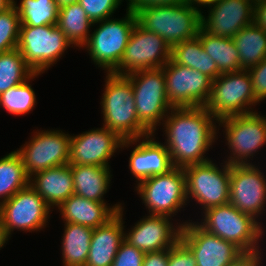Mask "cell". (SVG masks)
<instances>
[{
	"mask_svg": "<svg viewBox=\"0 0 266 266\" xmlns=\"http://www.w3.org/2000/svg\"><path fill=\"white\" fill-rule=\"evenodd\" d=\"M170 112L162 125L173 166L184 168L209 161L204 154L216 142L218 121L205 107L172 108Z\"/></svg>",
	"mask_w": 266,
	"mask_h": 266,
	"instance_id": "cell-1",
	"label": "cell"
},
{
	"mask_svg": "<svg viewBox=\"0 0 266 266\" xmlns=\"http://www.w3.org/2000/svg\"><path fill=\"white\" fill-rule=\"evenodd\" d=\"M101 99L103 127L123 140L144 138L152 134L136 114L132 83L127 75L107 73Z\"/></svg>",
	"mask_w": 266,
	"mask_h": 266,
	"instance_id": "cell-2",
	"label": "cell"
},
{
	"mask_svg": "<svg viewBox=\"0 0 266 266\" xmlns=\"http://www.w3.org/2000/svg\"><path fill=\"white\" fill-rule=\"evenodd\" d=\"M202 13L194 5L181 3L141 8L136 16L142 27L158 34L173 47L197 37Z\"/></svg>",
	"mask_w": 266,
	"mask_h": 266,
	"instance_id": "cell-3",
	"label": "cell"
},
{
	"mask_svg": "<svg viewBox=\"0 0 266 266\" xmlns=\"http://www.w3.org/2000/svg\"><path fill=\"white\" fill-rule=\"evenodd\" d=\"M198 224L207 232L234 243L242 251L259 250V238L264 235L261 223L227 203L203 212ZM205 216V217H204Z\"/></svg>",
	"mask_w": 266,
	"mask_h": 266,
	"instance_id": "cell-4",
	"label": "cell"
},
{
	"mask_svg": "<svg viewBox=\"0 0 266 266\" xmlns=\"http://www.w3.org/2000/svg\"><path fill=\"white\" fill-rule=\"evenodd\" d=\"M126 11V16L122 19L108 18L93 23H99V27L90 34L83 46L94 64L107 73H112L118 67L137 22L136 13L128 8Z\"/></svg>",
	"mask_w": 266,
	"mask_h": 266,
	"instance_id": "cell-5",
	"label": "cell"
},
{
	"mask_svg": "<svg viewBox=\"0 0 266 266\" xmlns=\"http://www.w3.org/2000/svg\"><path fill=\"white\" fill-rule=\"evenodd\" d=\"M127 76L132 83L139 121L154 134L156 126L161 125L173 108L166 94L164 71L162 68L137 70Z\"/></svg>",
	"mask_w": 266,
	"mask_h": 266,
	"instance_id": "cell-6",
	"label": "cell"
},
{
	"mask_svg": "<svg viewBox=\"0 0 266 266\" xmlns=\"http://www.w3.org/2000/svg\"><path fill=\"white\" fill-rule=\"evenodd\" d=\"M255 99L252 80L247 70L220 74L212 82L210 97L204 106L218 121L253 112ZM250 109V110H249Z\"/></svg>",
	"mask_w": 266,
	"mask_h": 266,
	"instance_id": "cell-7",
	"label": "cell"
},
{
	"mask_svg": "<svg viewBox=\"0 0 266 266\" xmlns=\"http://www.w3.org/2000/svg\"><path fill=\"white\" fill-rule=\"evenodd\" d=\"M258 112L234 115L218 120L223 126L230 156L229 165H247L249 159L266 144V117ZM252 156V157H251Z\"/></svg>",
	"mask_w": 266,
	"mask_h": 266,
	"instance_id": "cell-8",
	"label": "cell"
},
{
	"mask_svg": "<svg viewBox=\"0 0 266 266\" xmlns=\"http://www.w3.org/2000/svg\"><path fill=\"white\" fill-rule=\"evenodd\" d=\"M70 45L73 47L57 25L20 26L17 49L27 65L40 75L53 66Z\"/></svg>",
	"mask_w": 266,
	"mask_h": 266,
	"instance_id": "cell-9",
	"label": "cell"
},
{
	"mask_svg": "<svg viewBox=\"0 0 266 266\" xmlns=\"http://www.w3.org/2000/svg\"><path fill=\"white\" fill-rule=\"evenodd\" d=\"M220 167L209 160L183 168L188 203L194 199L203 211L229 203L231 165Z\"/></svg>",
	"mask_w": 266,
	"mask_h": 266,
	"instance_id": "cell-10",
	"label": "cell"
},
{
	"mask_svg": "<svg viewBox=\"0 0 266 266\" xmlns=\"http://www.w3.org/2000/svg\"><path fill=\"white\" fill-rule=\"evenodd\" d=\"M135 188L151 215L174 217L188 203L183 168L174 167L165 174L149 177Z\"/></svg>",
	"mask_w": 266,
	"mask_h": 266,
	"instance_id": "cell-11",
	"label": "cell"
},
{
	"mask_svg": "<svg viewBox=\"0 0 266 266\" xmlns=\"http://www.w3.org/2000/svg\"><path fill=\"white\" fill-rule=\"evenodd\" d=\"M171 47L158 34L136 22L124 55L112 72L127 75L137 70L162 68L170 60Z\"/></svg>",
	"mask_w": 266,
	"mask_h": 266,
	"instance_id": "cell-12",
	"label": "cell"
},
{
	"mask_svg": "<svg viewBox=\"0 0 266 266\" xmlns=\"http://www.w3.org/2000/svg\"><path fill=\"white\" fill-rule=\"evenodd\" d=\"M51 207L30 186L17 191L0 204V221L10 238L14 230L39 231L47 224Z\"/></svg>",
	"mask_w": 266,
	"mask_h": 266,
	"instance_id": "cell-13",
	"label": "cell"
},
{
	"mask_svg": "<svg viewBox=\"0 0 266 266\" xmlns=\"http://www.w3.org/2000/svg\"><path fill=\"white\" fill-rule=\"evenodd\" d=\"M33 133L31 140L16 150L29 177L37 172L68 164L70 134L54 129Z\"/></svg>",
	"mask_w": 266,
	"mask_h": 266,
	"instance_id": "cell-14",
	"label": "cell"
},
{
	"mask_svg": "<svg viewBox=\"0 0 266 266\" xmlns=\"http://www.w3.org/2000/svg\"><path fill=\"white\" fill-rule=\"evenodd\" d=\"M166 94L173 108L204 107L210 97L213 80L198 70L169 60L163 67Z\"/></svg>",
	"mask_w": 266,
	"mask_h": 266,
	"instance_id": "cell-15",
	"label": "cell"
},
{
	"mask_svg": "<svg viewBox=\"0 0 266 266\" xmlns=\"http://www.w3.org/2000/svg\"><path fill=\"white\" fill-rule=\"evenodd\" d=\"M180 241L191 251L197 266H228L243 251L203 229L198 222H183Z\"/></svg>",
	"mask_w": 266,
	"mask_h": 266,
	"instance_id": "cell-16",
	"label": "cell"
},
{
	"mask_svg": "<svg viewBox=\"0 0 266 266\" xmlns=\"http://www.w3.org/2000/svg\"><path fill=\"white\" fill-rule=\"evenodd\" d=\"M253 164L231 165L229 203L254 219L265 211L266 176Z\"/></svg>",
	"mask_w": 266,
	"mask_h": 266,
	"instance_id": "cell-17",
	"label": "cell"
},
{
	"mask_svg": "<svg viewBox=\"0 0 266 266\" xmlns=\"http://www.w3.org/2000/svg\"><path fill=\"white\" fill-rule=\"evenodd\" d=\"M122 141L123 139L106 127L71 136L68 164L110 168L108 161L121 147Z\"/></svg>",
	"mask_w": 266,
	"mask_h": 266,
	"instance_id": "cell-18",
	"label": "cell"
},
{
	"mask_svg": "<svg viewBox=\"0 0 266 266\" xmlns=\"http://www.w3.org/2000/svg\"><path fill=\"white\" fill-rule=\"evenodd\" d=\"M207 6L209 15L201 14V28L209 35L233 38L254 23V4L250 0H216Z\"/></svg>",
	"mask_w": 266,
	"mask_h": 266,
	"instance_id": "cell-19",
	"label": "cell"
},
{
	"mask_svg": "<svg viewBox=\"0 0 266 266\" xmlns=\"http://www.w3.org/2000/svg\"><path fill=\"white\" fill-rule=\"evenodd\" d=\"M171 218L149 214L140 219L130 232H125L124 238L144 253L169 249L180 240L182 228L179 224L174 228Z\"/></svg>",
	"mask_w": 266,
	"mask_h": 266,
	"instance_id": "cell-20",
	"label": "cell"
},
{
	"mask_svg": "<svg viewBox=\"0 0 266 266\" xmlns=\"http://www.w3.org/2000/svg\"><path fill=\"white\" fill-rule=\"evenodd\" d=\"M154 135H147L144 139L140 137L122 141L120 149L136 144L130 154L129 169L137 180V185L149 177L165 174L174 168L167 147L155 141ZM141 139H143L142 142Z\"/></svg>",
	"mask_w": 266,
	"mask_h": 266,
	"instance_id": "cell-21",
	"label": "cell"
},
{
	"mask_svg": "<svg viewBox=\"0 0 266 266\" xmlns=\"http://www.w3.org/2000/svg\"><path fill=\"white\" fill-rule=\"evenodd\" d=\"M123 208L104 225L93 229L85 266H111L124 238Z\"/></svg>",
	"mask_w": 266,
	"mask_h": 266,
	"instance_id": "cell-22",
	"label": "cell"
},
{
	"mask_svg": "<svg viewBox=\"0 0 266 266\" xmlns=\"http://www.w3.org/2000/svg\"><path fill=\"white\" fill-rule=\"evenodd\" d=\"M106 204L72 194L57 208L60 211L64 223H75L95 229L107 223L122 208L119 203L112 207Z\"/></svg>",
	"mask_w": 266,
	"mask_h": 266,
	"instance_id": "cell-23",
	"label": "cell"
},
{
	"mask_svg": "<svg viewBox=\"0 0 266 266\" xmlns=\"http://www.w3.org/2000/svg\"><path fill=\"white\" fill-rule=\"evenodd\" d=\"M29 185L53 209L74 194L71 165H60L33 174Z\"/></svg>",
	"mask_w": 266,
	"mask_h": 266,
	"instance_id": "cell-24",
	"label": "cell"
},
{
	"mask_svg": "<svg viewBox=\"0 0 266 266\" xmlns=\"http://www.w3.org/2000/svg\"><path fill=\"white\" fill-rule=\"evenodd\" d=\"M74 194L95 202L104 201L110 185L111 170L107 167L92 165H71Z\"/></svg>",
	"mask_w": 266,
	"mask_h": 266,
	"instance_id": "cell-25",
	"label": "cell"
},
{
	"mask_svg": "<svg viewBox=\"0 0 266 266\" xmlns=\"http://www.w3.org/2000/svg\"><path fill=\"white\" fill-rule=\"evenodd\" d=\"M170 60L175 64L198 70L212 80L221 74L215 61L204 51L198 37L171 47Z\"/></svg>",
	"mask_w": 266,
	"mask_h": 266,
	"instance_id": "cell-26",
	"label": "cell"
},
{
	"mask_svg": "<svg viewBox=\"0 0 266 266\" xmlns=\"http://www.w3.org/2000/svg\"><path fill=\"white\" fill-rule=\"evenodd\" d=\"M197 37L200 39L204 51L211 57L221 74L243 70L240 66L238 50L232 38L212 36L202 28Z\"/></svg>",
	"mask_w": 266,
	"mask_h": 266,
	"instance_id": "cell-27",
	"label": "cell"
},
{
	"mask_svg": "<svg viewBox=\"0 0 266 266\" xmlns=\"http://www.w3.org/2000/svg\"><path fill=\"white\" fill-rule=\"evenodd\" d=\"M62 238V258L64 266H85L93 229L75 224H64Z\"/></svg>",
	"mask_w": 266,
	"mask_h": 266,
	"instance_id": "cell-28",
	"label": "cell"
},
{
	"mask_svg": "<svg viewBox=\"0 0 266 266\" xmlns=\"http://www.w3.org/2000/svg\"><path fill=\"white\" fill-rule=\"evenodd\" d=\"M94 26L82 6L76 2L59 8L57 27L74 47H83L89 39L90 27Z\"/></svg>",
	"mask_w": 266,
	"mask_h": 266,
	"instance_id": "cell-29",
	"label": "cell"
},
{
	"mask_svg": "<svg viewBox=\"0 0 266 266\" xmlns=\"http://www.w3.org/2000/svg\"><path fill=\"white\" fill-rule=\"evenodd\" d=\"M232 39L242 69L247 70L266 57V32L255 23L243 27Z\"/></svg>",
	"mask_w": 266,
	"mask_h": 266,
	"instance_id": "cell-30",
	"label": "cell"
},
{
	"mask_svg": "<svg viewBox=\"0 0 266 266\" xmlns=\"http://www.w3.org/2000/svg\"><path fill=\"white\" fill-rule=\"evenodd\" d=\"M21 156L12 151L0 159V204L10 199L17 191L29 185Z\"/></svg>",
	"mask_w": 266,
	"mask_h": 266,
	"instance_id": "cell-31",
	"label": "cell"
},
{
	"mask_svg": "<svg viewBox=\"0 0 266 266\" xmlns=\"http://www.w3.org/2000/svg\"><path fill=\"white\" fill-rule=\"evenodd\" d=\"M16 3L13 0L19 14L20 26L57 25L60 7L56 0H21L18 6Z\"/></svg>",
	"mask_w": 266,
	"mask_h": 266,
	"instance_id": "cell-32",
	"label": "cell"
},
{
	"mask_svg": "<svg viewBox=\"0 0 266 266\" xmlns=\"http://www.w3.org/2000/svg\"><path fill=\"white\" fill-rule=\"evenodd\" d=\"M34 73L17 48L0 53V95L25 82Z\"/></svg>",
	"mask_w": 266,
	"mask_h": 266,
	"instance_id": "cell-33",
	"label": "cell"
},
{
	"mask_svg": "<svg viewBox=\"0 0 266 266\" xmlns=\"http://www.w3.org/2000/svg\"><path fill=\"white\" fill-rule=\"evenodd\" d=\"M39 76V73H34L25 82L14 86L0 95V106L8 113L13 115H24L34 109L36 105V96L31 87L30 80Z\"/></svg>",
	"mask_w": 266,
	"mask_h": 266,
	"instance_id": "cell-34",
	"label": "cell"
},
{
	"mask_svg": "<svg viewBox=\"0 0 266 266\" xmlns=\"http://www.w3.org/2000/svg\"><path fill=\"white\" fill-rule=\"evenodd\" d=\"M20 25L19 14L14 5L0 12V53L17 48Z\"/></svg>",
	"mask_w": 266,
	"mask_h": 266,
	"instance_id": "cell-35",
	"label": "cell"
},
{
	"mask_svg": "<svg viewBox=\"0 0 266 266\" xmlns=\"http://www.w3.org/2000/svg\"><path fill=\"white\" fill-rule=\"evenodd\" d=\"M122 0H79L89 19L93 22L103 21L112 17Z\"/></svg>",
	"mask_w": 266,
	"mask_h": 266,
	"instance_id": "cell-36",
	"label": "cell"
},
{
	"mask_svg": "<svg viewBox=\"0 0 266 266\" xmlns=\"http://www.w3.org/2000/svg\"><path fill=\"white\" fill-rule=\"evenodd\" d=\"M145 253L125 239L121 242L111 266H142Z\"/></svg>",
	"mask_w": 266,
	"mask_h": 266,
	"instance_id": "cell-37",
	"label": "cell"
},
{
	"mask_svg": "<svg viewBox=\"0 0 266 266\" xmlns=\"http://www.w3.org/2000/svg\"><path fill=\"white\" fill-rule=\"evenodd\" d=\"M251 76L255 99L260 103L266 99V57L257 65L247 69Z\"/></svg>",
	"mask_w": 266,
	"mask_h": 266,
	"instance_id": "cell-38",
	"label": "cell"
},
{
	"mask_svg": "<svg viewBox=\"0 0 266 266\" xmlns=\"http://www.w3.org/2000/svg\"><path fill=\"white\" fill-rule=\"evenodd\" d=\"M168 266H197L191 251L179 240L169 248Z\"/></svg>",
	"mask_w": 266,
	"mask_h": 266,
	"instance_id": "cell-39",
	"label": "cell"
},
{
	"mask_svg": "<svg viewBox=\"0 0 266 266\" xmlns=\"http://www.w3.org/2000/svg\"><path fill=\"white\" fill-rule=\"evenodd\" d=\"M261 249L253 251H243L228 266H260Z\"/></svg>",
	"mask_w": 266,
	"mask_h": 266,
	"instance_id": "cell-40",
	"label": "cell"
},
{
	"mask_svg": "<svg viewBox=\"0 0 266 266\" xmlns=\"http://www.w3.org/2000/svg\"><path fill=\"white\" fill-rule=\"evenodd\" d=\"M128 2L127 8L136 13L141 8L187 3V0H128Z\"/></svg>",
	"mask_w": 266,
	"mask_h": 266,
	"instance_id": "cell-41",
	"label": "cell"
},
{
	"mask_svg": "<svg viewBox=\"0 0 266 266\" xmlns=\"http://www.w3.org/2000/svg\"><path fill=\"white\" fill-rule=\"evenodd\" d=\"M169 249L145 253L142 266H168Z\"/></svg>",
	"mask_w": 266,
	"mask_h": 266,
	"instance_id": "cell-42",
	"label": "cell"
},
{
	"mask_svg": "<svg viewBox=\"0 0 266 266\" xmlns=\"http://www.w3.org/2000/svg\"><path fill=\"white\" fill-rule=\"evenodd\" d=\"M254 23L266 32V0L254 4Z\"/></svg>",
	"mask_w": 266,
	"mask_h": 266,
	"instance_id": "cell-43",
	"label": "cell"
},
{
	"mask_svg": "<svg viewBox=\"0 0 266 266\" xmlns=\"http://www.w3.org/2000/svg\"><path fill=\"white\" fill-rule=\"evenodd\" d=\"M8 240L9 237L7 236L5 228L0 221V250L5 245V243H7L6 241Z\"/></svg>",
	"mask_w": 266,
	"mask_h": 266,
	"instance_id": "cell-44",
	"label": "cell"
},
{
	"mask_svg": "<svg viewBox=\"0 0 266 266\" xmlns=\"http://www.w3.org/2000/svg\"><path fill=\"white\" fill-rule=\"evenodd\" d=\"M216 0H187V3L191 4V5H196V7L198 8L199 5L202 7H207V5L213 3Z\"/></svg>",
	"mask_w": 266,
	"mask_h": 266,
	"instance_id": "cell-45",
	"label": "cell"
},
{
	"mask_svg": "<svg viewBox=\"0 0 266 266\" xmlns=\"http://www.w3.org/2000/svg\"><path fill=\"white\" fill-rule=\"evenodd\" d=\"M13 6V0H0V12L8 10Z\"/></svg>",
	"mask_w": 266,
	"mask_h": 266,
	"instance_id": "cell-46",
	"label": "cell"
},
{
	"mask_svg": "<svg viewBox=\"0 0 266 266\" xmlns=\"http://www.w3.org/2000/svg\"><path fill=\"white\" fill-rule=\"evenodd\" d=\"M79 0H56V3L58 4L59 7L68 5V4H72V3H76Z\"/></svg>",
	"mask_w": 266,
	"mask_h": 266,
	"instance_id": "cell-47",
	"label": "cell"
},
{
	"mask_svg": "<svg viewBox=\"0 0 266 266\" xmlns=\"http://www.w3.org/2000/svg\"><path fill=\"white\" fill-rule=\"evenodd\" d=\"M253 4H256L258 2L264 1V0H250Z\"/></svg>",
	"mask_w": 266,
	"mask_h": 266,
	"instance_id": "cell-48",
	"label": "cell"
}]
</instances>
